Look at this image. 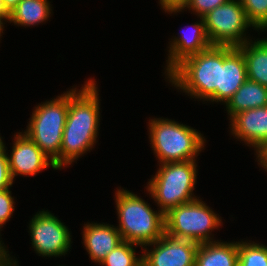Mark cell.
I'll list each match as a JSON object with an SVG mask.
<instances>
[{
    "label": "cell",
    "mask_w": 267,
    "mask_h": 266,
    "mask_svg": "<svg viewBox=\"0 0 267 266\" xmlns=\"http://www.w3.org/2000/svg\"><path fill=\"white\" fill-rule=\"evenodd\" d=\"M150 246L153 248L148 250ZM198 246L199 243L192 240L177 239L165 233L142 248V266H195Z\"/></svg>",
    "instance_id": "obj_10"
},
{
    "label": "cell",
    "mask_w": 267,
    "mask_h": 266,
    "mask_svg": "<svg viewBox=\"0 0 267 266\" xmlns=\"http://www.w3.org/2000/svg\"><path fill=\"white\" fill-rule=\"evenodd\" d=\"M86 80L79 89L68 91V113L59 155V170L92 150L100 126V100L97 83Z\"/></svg>",
    "instance_id": "obj_1"
},
{
    "label": "cell",
    "mask_w": 267,
    "mask_h": 266,
    "mask_svg": "<svg viewBox=\"0 0 267 266\" xmlns=\"http://www.w3.org/2000/svg\"><path fill=\"white\" fill-rule=\"evenodd\" d=\"M198 22L190 25V28L192 27L190 31L186 30L180 34L181 36H174L169 42L167 67H165L166 76L185 58L205 51L212 46L206 33L203 18L200 17Z\"/></svg>",
    "instance_id": "obj_13"
},
{
    "label": "cell",
    "mask_w": 267,
    "mask_h": 266,
    "mask_svg": "<svg viewBox=\"0 0 267 266\" xmlns=\"http://www.w3.org/2000/svg\"><path fill=\"white\" fill-rule=\"evenodd\" d=\"M13 178L11 176L8 152H4L0 156V190L9 189L13 185Z\"/></svg>",
    "instance_id": "obj_25"
},
{
    "label": "cell",
    "mask_w": 267,
    "mask_h": 266,
    "mask_svg": "<svg viewBox=\"0 0 267 266\" xmlns=\"http://www.w3.org/2000/svg\"><path fill=\"white\" fill-rule=\"evenodd\" d=\"M230 131L234 138L241 139L257 152L267 141V106L235 114L230 119Z\"/></svg>",
    "instance_id": "obj_14"
},
{
    "label": "cell",
    "mask_w": 267,
    "mask_h": 266,
    "mask_svg": "<svg viewBox=\"0 0 267 266\" xmlns=\"http://www.w3.org/2000/svg\"><path fill=\"white\" fill-rule=\"evenodd\" d=\"M136 244L122 241L114 250L107 254L99 264L101 266H142V255H136ZM137 256V257H136Z\"/></svg>",
    "instance_id": "obj_20"
},
{
    "label": "cell",
    "mask_w": 267,
    "mask_h": 266,
    "mask_svg": "<svg viewBox=\"0 0 267 266\" xmlns=\"http://www.w3.org/2000/svg\"><path fill=\"white\" fill-rule=\"evenodd\" d=\"M165 78L191 98L215 102V90L220 88V46L185 58Z\"/></svg>",
    "instance_id": "obj_3"
},
{
    "label": "cell",
    "mask_w": 267,
    "mask_h": 266,
    "mask_svg": "<svg viewBox=\"0 0 267 266\" xmlns=\"http://www.w3.org/2000/svg\"><path fill=\"white\" fill-rule=\"evenodd\" d=\"M10 14H0V38L2 36V33L4 31V24L9 21Z\"/></svg>",
    "instance_id": "obj_30"
},
{
    "label": "cell",
    "mask_w": 267,
    "mask_h": 266,
    "mask_svg": "<svg viewBox=\"0 0 267 266\" xmlns=\"http://www.w3.org/2000/svg\"><path fill=\"white\" fill-rule=\"evenodd\" d=\"M7 150L4 141L0 135V156Z\"/></svg>",
    "instance_id": "obj_32"
},
{
    "label": "cell",
    "mask_w": 267,
    "mask_h": 266,
    "mask_svg": "<svg viewBox=\"0 0 267 266\" xmlns=\"http://www.w3.org/2000/svg\"><path fill=\"white\" fill-rule=\"evenodd\" d=\"M49 0H21L10 12L9 22L17 26H36L48 21L53 11Z\"/></svg>",
    "instance_id": "obj_19"
},
{
    "label": "cell",
    "mask_w": 267,
    "mask_h": 266,
    "mask_svg": "<svg viewBox=\"0 0 267 266\" xmlns=\"http://www.w3.org/2000/svg\"><path fill=\"white\" fill-rule=\"evenodd\" d=\"M0 266H19L18 261L14 259V261H0Z\"/></svg>",
    "instance_id": "obj_31"
},
{
    "label": "cell",
    "mask_w": 267,
    "mask_h": 266,
    "mask_svg": "<svg viewBox=\"0 0 267 266\" xmlns=\"http://www.w3.org/2000/svg\"><path fill=\"white\" fill-rule=\"evenodd\" d=\"M68 113V91L35 106L24 133L59 169L63 130Z\"/></svg>",
    "instance_id": "obj_6"
},
{
    "label": "cell",
    "mask_w": 267,
    "mask_h": 266,
    "mask_svg": "<svg viewBox=\"0 0 267 266\" xmlns=\"http://www.w3.org/2000/svg\"><path fill=\"white\" fill-rule=\"evenodd\" d=\"M196 160L159 164L146 190L164 214L181 204L196 200L193 194L197 182Z\"/></svg>",
    "instance_id": "obj_5"
},
{
    "label": "cell",
    "mask_w": 267,
    "mask_h": 266,
    "mask_svg": "<svg viewBox=\"0 0 267 266\" xmlns=\"http://www.w3.org/2000/svg\"><path fill=\"white\" fill-rule=\"evenodd\" d=\"M230 0H187L181 8H168L164 9L165 13H179L184 9L192 10L198 18L203 17L208 12L212 11L219 5L225 4Z\"/></svg>",
    "instance_id": "obj_23"
},
{
    "label": "cell",
    "mask_w": 267,
    "mask_h": 266,
    "mask_svg": "<svg viewBox=\"0 0 267 266\" xmlns=\"http://www.w3.org/2000/svg\"><path fill=\"white\" fill-rule=\"evenodd\" d=\"M115 203L119 219L116 227L123 241L143 248L165 234V214L153 211L137 194L120 187L115 192Z\"/></svg>",
    "instance_id": "obj_2"
},
{
    "label": "cell",
    "mask_w": 267,
    "mask_h": 266,
    "mask_svg": "<svg viewBox=\"0 0 267 266\" xmlns=\"http://www.w3.org/2000/svg\"><path fill=\"white\" fill-rule=\"evenodd\" d=\"M4 7L10 13L21 0H2Z\"/></svg>",
    "instance_id": "obj_29"
},
{
    "label": "cell",
    "mask_w": 267,
    "mask_h": 266,
    "mask_svg": "<svg viewBox=\"0 0 267 266\" xmlns=\"http://www.w3.org/2000/svg\"><path fill=\"white\" fill-rule=\"evenodd\" d=\"M0 14H10L4 7L3 1L0 0Z\"/></svg>",
    "instance_id": "obj_33"
},
{
    "label": "cell",
    "mask_w": 267,
    "mask_h": 266,
    "mask_svg": "<svg viewBox=\"0 0 267 266\" xmlns=\"http://www.w3.org/2000/svg\"><path fill=\"white\" fill-rule=\"evenodd\" d=\"M222 219L205 202L197 198L165 214V233L177 239L197 243L213 242L211 232L222 226Z\"/></svg>",
    "instance_id": "obj_7"
},
{
    "label": "cell",
    "mask_w": 267,
    "mask_h": 266,
    "mask_svg": "<svg viewBox=\"0 0 267 266\" xmlns=\"http://www.w3.org/2000/svg\"><path fill=\"white\" fill-rule=\"evenodd\" d=\"M254 30H267V0H239Z\"/></svg>",
    "instance_id": "obj_22"
},
{
    "label": "cell",
    "mask_w": 267,
    "mask_h": 266,
    "mask_svg": "<svg viewBox=\"0 0 267 266\" xmlns=\"http://www.w3.org/2000/svg\"><path fill=\"white\" fill-rule=\"evenodd\" d=\"M28 228L32 248L39 256H65L71 249L72 236L69 228L48 210L37 212Z\"/></svg>",
    "instance_id": "obj_9"
},
{
    "label": "cell",
    "mask_w": 267,
    "mask_h": 266,
    "mask_svg": "<svg viewBox=\"0 0 267 266\" xmlns=\"http://www.w3.org/2000/svg\"><path fill=\"white\" fill-rule=\"evenodd\" d=\"M150 145L159 164L195 160L205 148L200 131L174 120L154 118L148 122Z\"/></svg>",
    "instance_id": "obj_4"
},
{
    "label": "cell",
    "mask_w": 267,
    "mask_h": 266,
    "mask_svg": "<svg viewBox=\"0 0 267 266\" xmlns=\"http://www.w3.org/2000/svg\"><path fill=\"white\" fill-rule=\"evenodd\" d=\"M13 147L8 154L13 180L18 175L35 176L49 166L57 170L54 162L24 132L14 135Z\"/></svg>",
    "instance_id": "obj_11"
},
{
    "label": "cell",
    "mask_w": 267,
    "mask_h": 266,
    "mask_svg": "<svg viewBox=\"0 0 267 266\" xmlns=\"http://www.w3.org/2000/svg\"><path fill=\"white\" fill-rule=\"evenodd\" d=\"M14 196L12 197L10 188L0 190V231L9 221L15 210Z\"/></svg>",
    "instance_id": "obj_24"
},
{
    "label": "cell",
    "mask_w": 267,
    "mask_h": 266,
    "mask_svg": "<svg viewBox=\"0 0 267 266\" xmlns=\"http://www.w3.org/2000/svg\"><path fill=\"white\" fill-rule=\"evenodd\" d=\"M238 266H267V246L254 241H238Z\"/></svg>",
    "instance_id": "obj_21"
},
{
    "label": "cell",
    "mask_w": 267,
    "mask_h": 266,
    "mask_svg": "<svg viewBox=\"0 0 267 266\" xmlns=\"http://www.w3.org/2000/svg\"><path fill=\"white\" fill-rule=\"evenodd\" d=\"M82 233V243L89 258L97 264L123 241L117 227L111 224L87 222Z\"/></svg>",
    "instance_id": "obj_15"
},
{
    "label": "cell",
    "mask_w": 267,
    "mask_h": 266,
    "mask_svg": "<svg viewBox=\"0 0 267 266\" xmlns=\"http://www.w3.org/2000/svg\"><path fill=\"white\" fill-rule=\"evenodd\" d=\"M229 120L237 113L267 106V87L247 79L225 104Z\"/></svg>",
    "instance_id": "obj_18"
},
{
    "label": "cell",
    "mask_w": 267,
    "mask_h": 266,
    "mask_svg": "<svg viewBox=\"0 0 267 266\" xmlns=\"http://www.w3.org/2000/svg\"><path fill=\"white\" fill-rule=\"evenodd\" d=\"M3 244L0 238V261H14V258L10 256L9 251H7L8 249Z\"/></svg>",
    "instance_id": "obj_28"
},
{
    "label": "cell",
    "mask_w": 267,
    "mask_h": 266,
    "mask_svg": "<svg viewBox=\"0 0 267 266\" xmlns=\"http://www.w3.org/2000/svg\"><path fill=\"white\" fill-rule=\"evenodd\" d=\"M202 18L212 45L237 47L251 40L246 31L253 26L239 0L219 5Z\"/></svg>",
    "instance_id": "obj_8"
},
{
    "label": "cell",
    "mask_w": 267,
    "mask_h": 266,
    "mask_svg": "<svg viewBox=\"0 0 267 266\" xmlns=\"http://www.w3.org/2000/svg\"><path fill=\"white\" fill-rule=\"evenodd\" d=\"M237 48L246 62L247 79L267 87V38H251Z\"/></svg>",
    "instance_id": "obj_17"
},
{
    "label": "cell",
    "mask_w": 267,
    "mask_h": 266,
    "mask_svg": "<svg viewBox=\"0 0 267 266\" xmlns=\"http://www.w3.org/2000/svg\"><path fill=\"white\" fill-rule=\"evenodd\" d=\"M246 80L242 52L237 47L220 46V88L215 90V102L226 104Z\"/></svg>",
    "instance_id": "obj_12"
},
{
    "label": "cell",
    "mask_w": 267,
    "mask_h": 266,
    "mask_svg": "<svg viewBox=\"0 0 267 266\" xmlns=\"http://www.w3.org/2000/svg\"><path fill=\"white\" fill-rule=\"evenodd\" d=\"M255 153L258 165L261 164V167L267 171V141Z\"/></svg>",
    "instance_id": "obj_26"
},
{
    "label": "cell",
    "mask_w": 267,
    "mask_h": 266,
    "mask_svg": "<svg viewBox=\"0 0 267 266\" xmlns=\"http://www.w3.org/2000/svg\"><path fill=\"white\" fill-rule=\"evenodd\" d=\"M200 243L195 266H238V242Z\"/></svg>",
    "instance_id": "obj_16"
},
{
    "label": "cell",
    "mask_w": 267,
    "mask_h": 266,
    "mask_svg": "<svg viewBox=\"0 0 267 266\" xmlns=\"http://www.w3.org/2000/svg\"><path fill=\"white\" fill-rule=\"evenodd\" d=\"M186 1L187 0H159V4L164 10L168 8H181Z\"/></svg>",
    "instance_id": "obj_27"
}]
</instances>
